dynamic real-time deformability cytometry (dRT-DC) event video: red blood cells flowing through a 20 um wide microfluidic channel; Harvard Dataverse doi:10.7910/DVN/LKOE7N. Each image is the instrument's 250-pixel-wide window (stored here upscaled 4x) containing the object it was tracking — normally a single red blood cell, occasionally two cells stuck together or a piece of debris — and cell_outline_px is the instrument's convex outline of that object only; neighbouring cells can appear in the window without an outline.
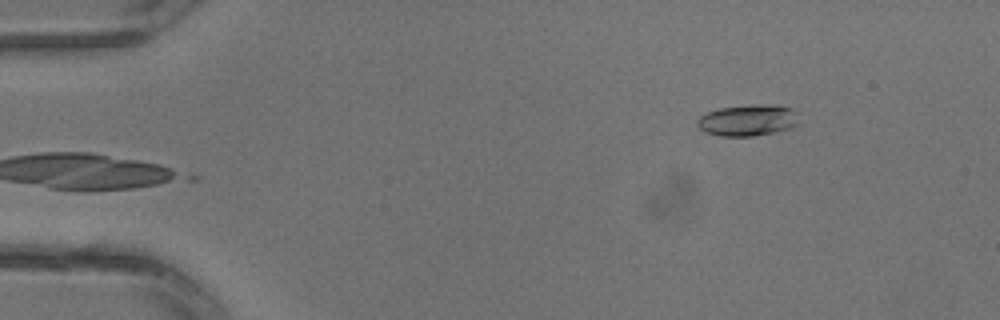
{"species": "common noctule bat (a hibernating species)", "species_latin": "Nyctalus noctula", "temperature_condition": "warm", "stored_images_in_passage": 4, "camera_frame_rate_fps": 3000, "um_per_image_px": 0.085, "animal": {"sex": "male", "body_mass_g": 13.3}, "frame": {"image": 1, "passage_image": 4, "time_ms": 1.0, "image_size_px": [1000, 320], "cell_outline_px": [[796, 124], [792, 128], [752, 136], [720, 136], [708, 132], [700, 128], [696, 124], [696, 120], [700, 116], [708, 112], [720, 108], [752, 104], [776, 104], [792, 108], [796, 112]], "centroid_in_image_um": [63.56, 10.2], "position_along_channel_um": 21.4, "area_um2": 18.5}}